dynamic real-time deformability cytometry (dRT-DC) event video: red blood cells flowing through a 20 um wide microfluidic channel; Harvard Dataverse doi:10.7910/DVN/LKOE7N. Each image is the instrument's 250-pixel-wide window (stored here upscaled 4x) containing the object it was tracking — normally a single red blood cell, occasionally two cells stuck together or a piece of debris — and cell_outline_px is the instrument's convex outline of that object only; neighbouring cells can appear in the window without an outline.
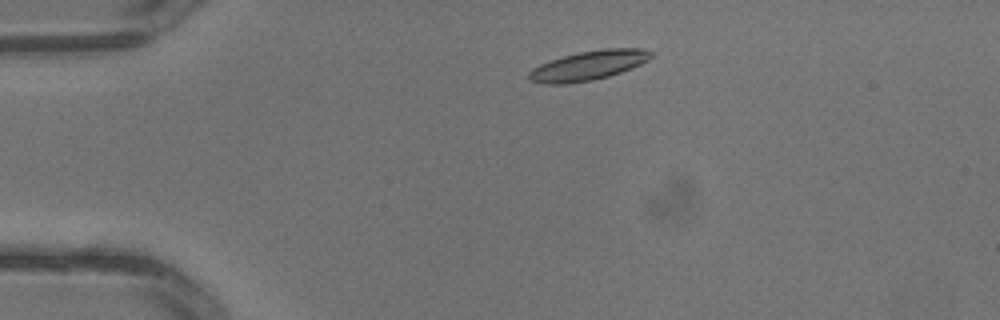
{"species": "common noctule bat (a hibernating species)", "species_latin": "Nyctalus noctula", "temperature_condition": "warm", "stored_images_in_passage": 2, "camera_frame_rate_fps": 3000, "um_per_image_px": 0.085, "animal": {"sex": "male", "body_mass_g": 13.3}, "frame": {"image": 1, "passage_image": 1, "time_ms": 0.0, "image_size_px": [1000, 320], "cell_outline_px": [[656, 52], [648, 60], [640, 64], [620, 72], [608, 76], [592, 80], [568, 84], [544, 84], [528, 80], [528, 72], [532, 68], [540, 64], [564, 56], [580, 52], [604, 48], [644, 48]], "centroid_in_image_um": [50.02, 5.56], "position_along_channel_um": 35.0, "area_um2": 20.98}}